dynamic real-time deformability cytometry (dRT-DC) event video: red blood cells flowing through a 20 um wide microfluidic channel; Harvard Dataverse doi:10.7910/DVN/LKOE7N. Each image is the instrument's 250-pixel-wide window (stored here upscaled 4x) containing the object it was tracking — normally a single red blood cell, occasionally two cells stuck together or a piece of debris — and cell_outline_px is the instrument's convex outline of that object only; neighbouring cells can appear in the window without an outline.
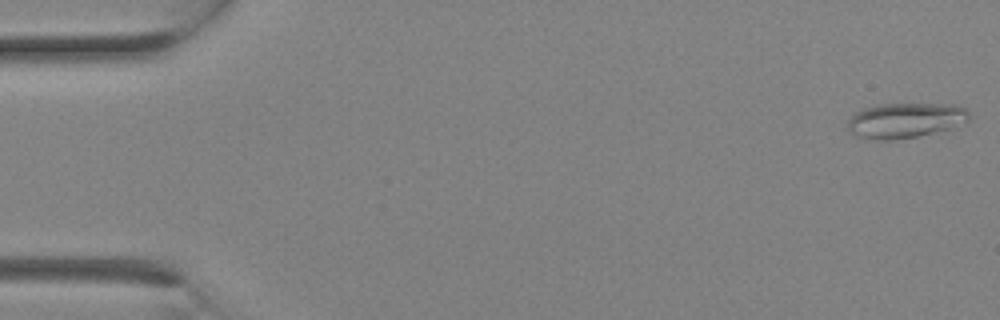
{"species": "Egyptian fruit bat (a non-hibernating species)", "species_latin": "Rousettus aegyptiacus", "temperature_condition": "room temperature", "stored_images_in_passage": 8, "camera_frame_rate_fps": 3000, "um_per_image_px": 0.085, "animal": {"sex": "female"}, "frame": {"image": 1, "passage_image": 1, "time_ms": 0.0, "image_size_px": [1000, 320], "cell_outline_px": [[972, 116], [968, 120], [948, 128], [916, 136], [892, 140], [872, 140], [848, 132], [848, 120], [856, 112], [864, 108], [880, 104], [956, 104], [968, 108]], "centroid_in_image_um": [76.96, 10.21], "position_along_channel_um": 8.0, "area_um2": 24.74}}